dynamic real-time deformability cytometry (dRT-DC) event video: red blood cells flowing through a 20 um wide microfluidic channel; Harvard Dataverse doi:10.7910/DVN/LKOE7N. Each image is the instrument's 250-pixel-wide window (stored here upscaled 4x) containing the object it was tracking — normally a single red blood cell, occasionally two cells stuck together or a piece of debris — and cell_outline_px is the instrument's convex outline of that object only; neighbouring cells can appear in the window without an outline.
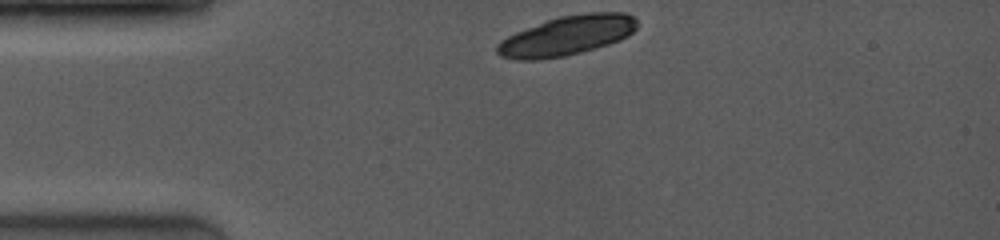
{"species": "common noctule bat (a hibernating species)", "species_latin": "Nyctalus noctula", "temperature_condition": "room temperature", "stored_images_in_passage": 2, "camera_frame_rate_fps": 4000, "um_per_image_px": 0.085, "animal": {"sex": "female", "body_mass_g": 19.0, "forearm_length_mm": 53.3}, "frame": {"image": 1, "passage_image": 1, "time_ms": 0.0, "image_size_px": [1000, 240], "cell_outline_px": [[636, 28], [628, 36], [620, 40], [596, 48], [564, 56], [536, 60], [516, 60], [500, 56], [496, 52], [496, 44], [500, 40], [516, 32], [548, 20], [560, 16], [588, 12], [624, 12], [632, 16], [636, 20]], "centroid_in_image_um": [48.17, 3.03], "position_along_channel_um": 36.8, "area_um2": 32.14}}